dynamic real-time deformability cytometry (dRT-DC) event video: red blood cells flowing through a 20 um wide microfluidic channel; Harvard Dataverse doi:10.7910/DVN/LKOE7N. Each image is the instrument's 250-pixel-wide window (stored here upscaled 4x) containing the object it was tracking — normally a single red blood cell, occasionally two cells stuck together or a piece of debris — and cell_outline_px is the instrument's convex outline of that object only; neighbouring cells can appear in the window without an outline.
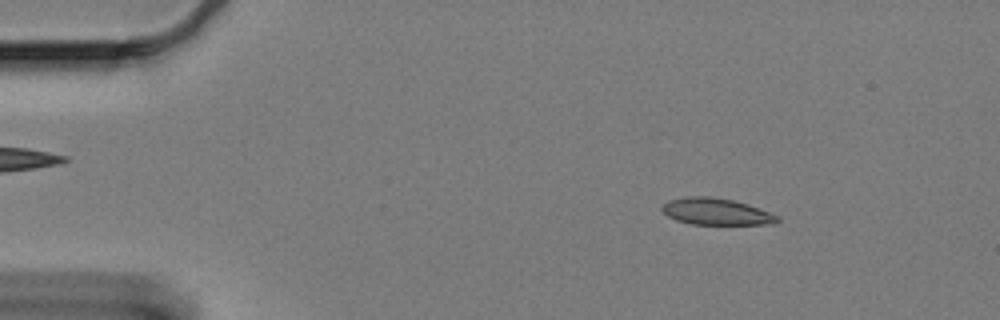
{"species": "Egyptian fruit bat (a non-hibernating species)", "species_latin": "Rousettus aegyptiacus", "temperature_condition": "cold", "stored_images_in_passage": 60, "camera_frame_rate_fps": 3000, "um_per_image_px": 0.085, "animal": {"sex": "female"}, "frame": {"image": 1, "passage_image": 8, "time_ms": 2.333, "image_size_px": [1000, 320], "cell_outline_px": [[780, 220], [776, 224], [692, 224], [676, 220], [668, 216], [660, 208], [668, 200], [684, 196], [708, 196], [732, 200], [748, 204], [780, 216]], "centroid_in_image_um": [60.88, 17.98], "position_along_channel_um": 24.1, "area_um2": 17.98}}
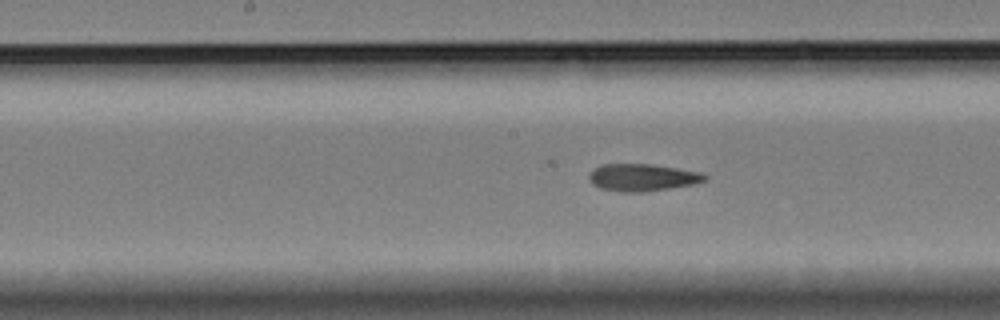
{"frame": {"image": 2, "passage_image": 30, "time_ms": 9.667, "image_size_px": [1000, 320], "cell_outline_px": [[708, 180], [692, 184], [644, 192], [624, 192], [600, 188], [592, 184], [588, 176], [600, 164], [652, 164], [700, 172], [708, 176]], "centroid_in_image_um": [54.61, 15.08], "position_along_channel_um": 193.6, "area_um2": 18.21}}
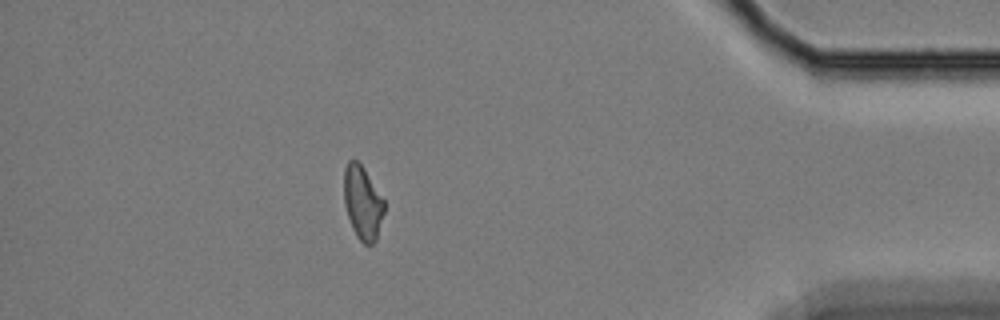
{"frame": {"image": 3, "passage_image": 53, "time_ms": 17.333, "image_size_px": [1000, 320], "cell_outline_px": [[384, 212], [376, 240], [372, 244], [364, 244], [356, 236], [352, 228], [344, 204], [344, 168], [348, 160], [356, 160], [364, 168], [384, 200]], "centroid_in_image_um": [30.81, 17.23], "position_along_channel_um": 404.4, "area_um2": 17.17}, "authors_computed_cell_mechanics": {"area_um2": 18.1492, "velocity_mm_per_s": 3.2923, "shape_relaxation_time_tau1_ms": null, "shape_relaxation_time_tau2_ms": 4.9555, "deformation_change_tau1": null, "deformation_change_tau2": 0.1239}}